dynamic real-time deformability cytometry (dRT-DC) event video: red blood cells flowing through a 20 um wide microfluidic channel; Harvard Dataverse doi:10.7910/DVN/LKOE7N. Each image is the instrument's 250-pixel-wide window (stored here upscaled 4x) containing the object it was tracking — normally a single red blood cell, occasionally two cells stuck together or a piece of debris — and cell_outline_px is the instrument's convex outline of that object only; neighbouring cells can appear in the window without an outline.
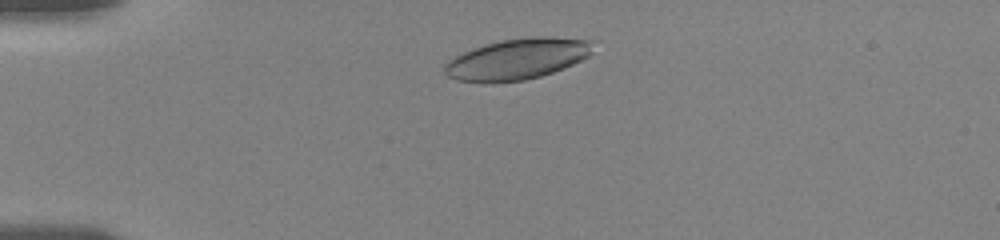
{"species": "human", "species_latin": "Homo sapiens", "temperature_condition": "room temperature", "stored_images_in_passage": 43, "camera_frame_rate_fps": 3000, "um_per_image_px": 0.085, "donor": {"sex": "female"}, "frame": {"image": 1, "passage_image": 6, "time_ms": 1.667, "image_size_px": [1000, 240], "cell_outline_px": [[596, 40], [592, 52], [588, 56], [564, 68], [540, 76], [524, 80], [456, 80], [448, 76], [444, 72], [444, 64], [448, 60], [472, 48], [484, 44], [500, 40], [532, 36], [552, 36]], "centroid_in_image_um": [44.04, 4.96], "position_along_channel_um": 41.0, "area_um2": 35.03}}
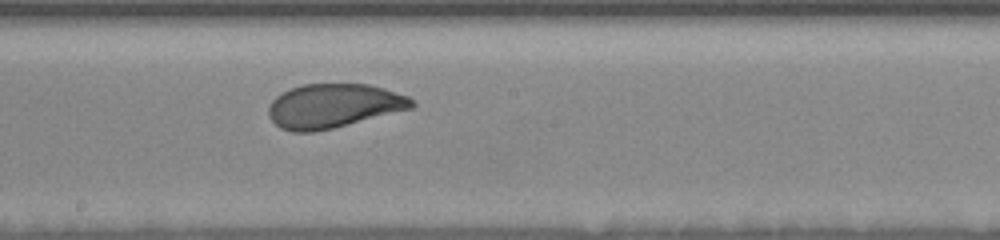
{"frame": {"image": 2, "passage_image": 24, "time_ms": 7.667, "image_size_px": [1000, 240], "cell_outline_px": [[416, 104], [412, 108], [332, 128], [312, 132], [292, 132], [280, 128], [268, 116], [268, 104], [280, 92], [304, 84], [368, 84], [384, 88], [408, 96]], "centroid_in_image_um": [28.31, 8.99], "position_along_channel_um": 219.9, "area_um2": 36.7}}
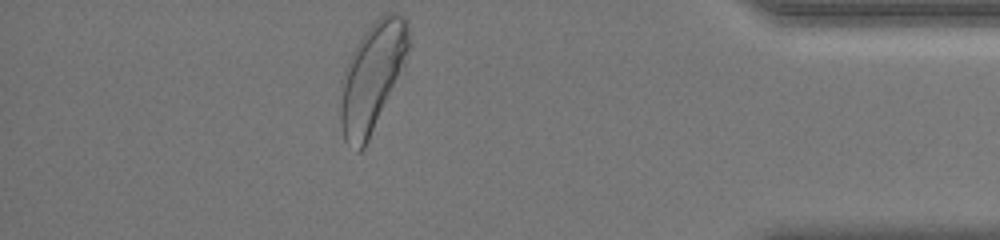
{"frame": {"image": 3, "passage_image": 42, "time_ms": 13.667, "image_size_px": [1000, 240], "cell_outline_px": [[408, 48], [404, 64], [368, 140], [364, 148], [360, 152], [356, 152], [344, 140], [340, 120], [340, 108], [344, 68], [356, 44], [364, 32], [380, 16], [388, 12], [396, 12], [404, 16], [408, 20]], "centroid_in_image_um": [31.62, 6.52], "position_along_channel_um": 403.6, "area_um2": 42.25}, "authors_computed_cell_mechanics": {"area_um2": 37.1076, "velocity_mm_per_s": 3.6029, "shape_relaxation_time_tau1_ms": 3.5253, "shape_relaxation_time_tau2_ms": 0.8291, "deformation_change_tau1": 0.1345, "deformation_change_tau2": 0.0615}}